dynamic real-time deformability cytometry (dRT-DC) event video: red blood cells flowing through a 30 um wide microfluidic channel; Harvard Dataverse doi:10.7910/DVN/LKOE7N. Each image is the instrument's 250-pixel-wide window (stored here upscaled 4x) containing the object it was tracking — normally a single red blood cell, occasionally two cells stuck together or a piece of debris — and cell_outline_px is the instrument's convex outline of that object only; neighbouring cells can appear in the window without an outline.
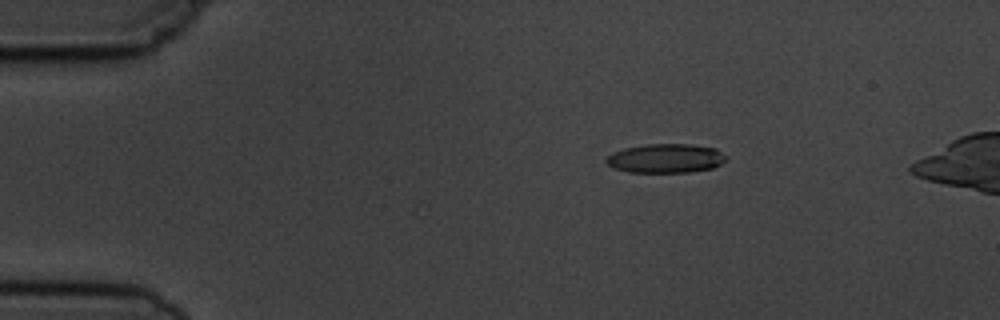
{"species": "common noctule bat (a hibernating species)", "species_latin": "Nyctalus noctula", "temperature_condition": "cold", "stored_images_in_passage": 6, "camera_frame_rate_fps": 3000, "um_per_image_px": 0.085, "animal": {"sex": "male", "body_mass_g": 19.5, "forearm_length_mm": 54.6}, "frame": {"image": 1, "passage_image": 3, "time_ms": 2.333, "image_size_px": [1000, 320], "cell_outline_px": [[728, 160], [712, 168], [692, 172], [628, 172], [612, 168], [604, 160], [612, 152], [624, 148], [644, 144], [688, 144], [716, 148], [728, 156]], "centroid_in_image_um": [56.59, 13.46], "position_along_channel_um": 28.4, "area_um2": 20.58}}